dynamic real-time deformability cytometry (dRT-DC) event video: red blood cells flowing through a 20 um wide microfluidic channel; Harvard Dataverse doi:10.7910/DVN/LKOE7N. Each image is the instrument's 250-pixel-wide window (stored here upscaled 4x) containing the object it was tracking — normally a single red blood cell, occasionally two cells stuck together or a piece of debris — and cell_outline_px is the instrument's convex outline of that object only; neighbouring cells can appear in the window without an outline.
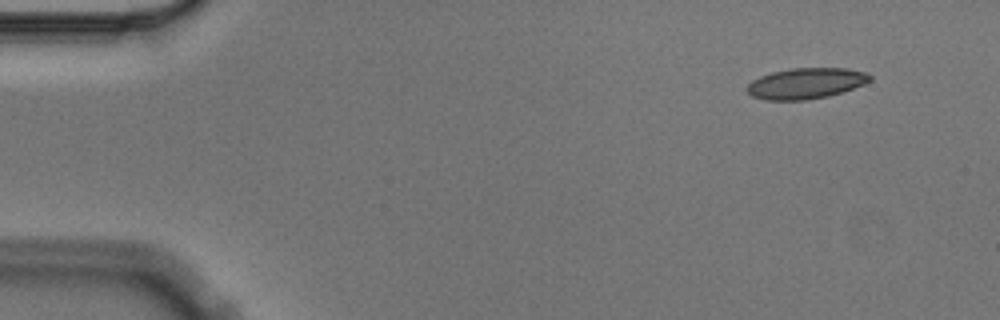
{"species": "Egyptian fruit bat (a non-hibernating species)", "species_latin": "Rousettus aegyptiacus", "temperature_condition": "cold", "stored_images_in_passage": 6, "segment_of_instrument_passage": [2, 2], "camera_frame_rate_fps": 3000, "um_per_image_px": 0.085, "animal": {"sex": "male"}, "frame": {"image": 1, "passage_image": 6, "time_ms": 1.667, "image_size_px": [1000, 320], "cell_outline_px": [[872, 80], [864, 84], [828, 96], [808, 100], [764, 100], [752, 96], [748, 92], [748, 84], [752, 80], [760, 76], [772, 72], [792, 68], [848, 68], [864, 72], [872, 76]], "centroid_in_image_um": [68.5, 7.08], "position_along_channel_um": 16.5, "area_um2": 22.02}}